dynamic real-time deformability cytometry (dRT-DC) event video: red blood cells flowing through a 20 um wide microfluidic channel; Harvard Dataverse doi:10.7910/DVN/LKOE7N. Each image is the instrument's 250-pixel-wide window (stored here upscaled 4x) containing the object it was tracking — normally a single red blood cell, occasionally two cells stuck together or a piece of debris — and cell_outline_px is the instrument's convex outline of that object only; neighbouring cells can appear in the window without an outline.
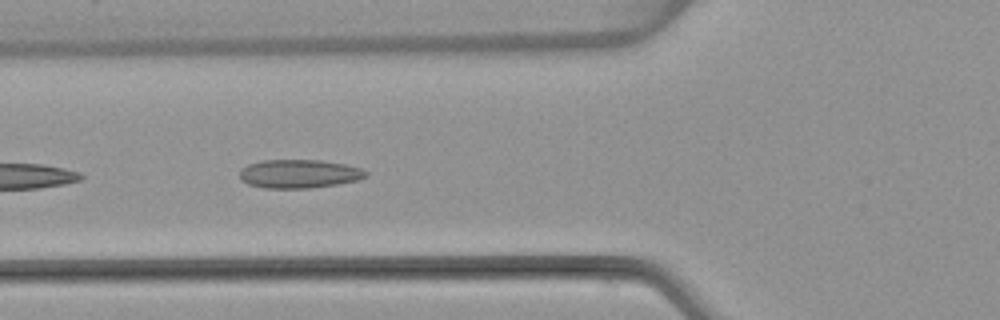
{"species": "common noctule bat (a hibernating species)", "species_latin": "Nyctalus noctula", "temperature_condition": "warm", "stored_images_in_passage": 6, "camera_frame_rate_fps": 3000, "um_per_image_px": 0.085, "animal": {"sex": "female", "body_mass_g": 22.7, "forearm_length_mm": 54.2}, "frame": {"image": 1, "passage_image": 5, "time_ms": 5.667, "image_size_px": [1000, 320], "cell_outline_px": [[368, 176], [356, 180], [336, 184], [308, 188], [264, 188], [248, 184], [240, 180], [240, 168], [248, 164], [260, 160], [320, 160], [344, 164], [360, 168], [368, 172]], "centroid_in_image_um": [25.38, 14.77], "position_along_channel_um": 100.4, "area_um2": 21.04}}
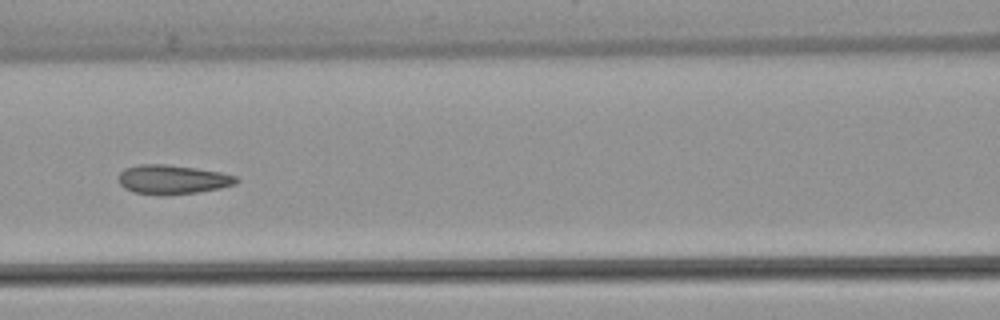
{"frame": {"image": 2, "passage_image": 6, "time_ms": 7.0, "image_size_px": [1000, 320], "cell_outline_px": [[240, 180], [236, 184], [220, 188], [196, 192], [132, 192], [124, 188], [120, 184], [120, 172], [124, 168], [140, 164], [168, 164], [196, 168], [220, 172], [236, 176]], "centroid_in_image_um": [14.7, 15.2], "position_along_channel_um": 151.9, "area_um2": 19.25}}